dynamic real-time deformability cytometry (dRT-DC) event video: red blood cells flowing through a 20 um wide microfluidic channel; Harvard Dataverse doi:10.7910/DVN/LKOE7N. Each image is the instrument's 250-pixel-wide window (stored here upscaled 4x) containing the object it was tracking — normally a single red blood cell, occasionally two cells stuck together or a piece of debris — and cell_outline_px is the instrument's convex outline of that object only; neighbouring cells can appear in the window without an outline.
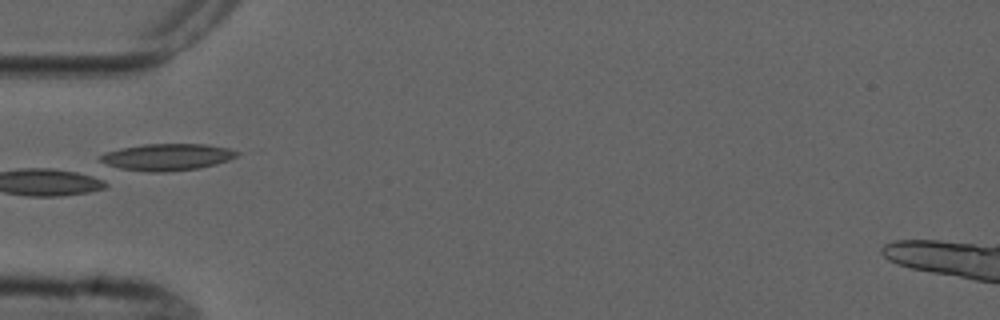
{"species": "common noctule bat (a hibernating species)", "species_latin": "Nyctalus noctula", "temperature_condition": "cold", "stored_images_in_passage": 8, "camera_frame_rate_fps": 3000, "um_per_image_px": 0.085, "animal": {"sex": "male", "forearm_length_mm": 52.5}, "frame": {"image": 1, "passage_image": 5, "time_ms": 5.667, "image_size_px": [1000, 320], "cell_outline_px": [[240, 152], [236, 156], [228, 160], [216, 164], [200, 168], [164, 172], [148, 172], [108, 168], [96, 156], [104, 152], [120, 148], [144, 144], [208, 144], [228, 148]], "centroid_in_image_um": [14.1, 13.36], "position_along_channel_um": 70.9, "area_um2": 21.85}}
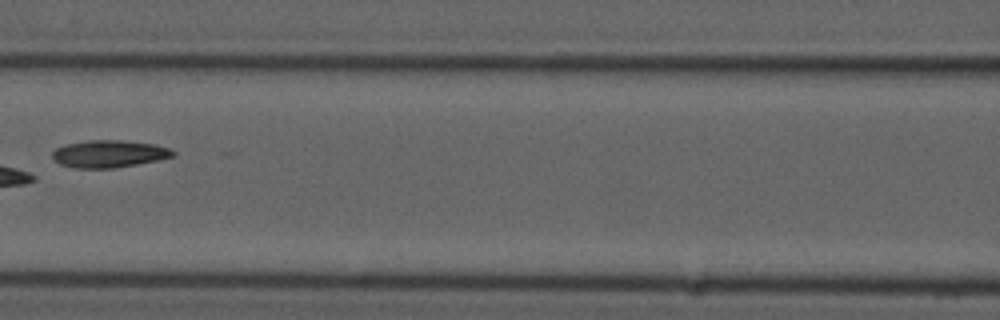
{"frame": {"image": 2, "passage_image": 7, "time_ms": 8.0, "image_size_px": [1000, 320], "cell_outline_px": [[176, 152], [172, 156], [156, 160], [116, 168], [76, 168], [60, 164], [52, 156], [52, 152], [56, 148], [64, 144], [88, 140], [124, 140], [156, 144], [168, 148]], "centroid_in_image_um": [9.25, 13.06], "position_along_channel_um": 157.4, "area_um2": 19.13}}
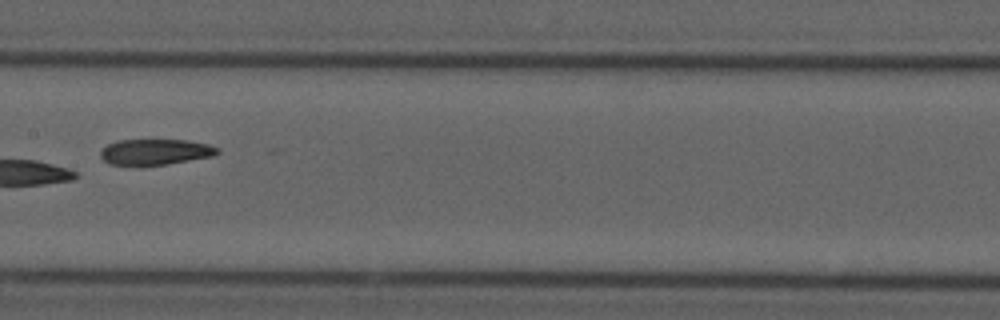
{"frame": {"image": 3, "passage_image": 8, "time_ms": 9.0, "image_size_px": [1000, 320], "cell_outline_px": [[220, 152], [212, 156], [168, 164], [108, 164], [100, 156], [100, 152], [108, 144], [116, 140], [188, 140], [208, 144], [220, 148]], "centroid_in_image_um": [13.23, 12.89], "position_along_channel_um": 194.2, "area_um2": 17.34}}